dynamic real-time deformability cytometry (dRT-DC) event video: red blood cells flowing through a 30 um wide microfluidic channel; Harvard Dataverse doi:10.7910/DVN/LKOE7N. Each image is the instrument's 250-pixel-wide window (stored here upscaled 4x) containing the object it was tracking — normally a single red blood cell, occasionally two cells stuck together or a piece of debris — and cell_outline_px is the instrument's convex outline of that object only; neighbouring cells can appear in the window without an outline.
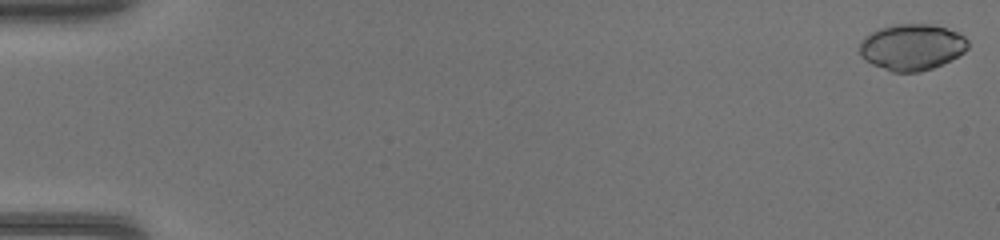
{"species": "common noctule bat (a hibernating species)", "species_latin": "Nyctalus noctula", "temperature_condition": "warm", "stored_images_in_passage": 47, "camera_frame_rate_fps": 3000, "um_per_image_px": 0.085, "animal": {"sex": "female", "body_mass_g": 17.0, "forearm_length_mm": 48.0}, "frame": {"image": 1, "passage_image": 1, "time_ms": 0.0, "image_size_px": [1000, 240], "cell_outline_px": [[968, 48], [964, 52], [932, 68], [920, 72], [892, 72], [872, 64], [864, 60], [860, 56], [860, 40], [864, 36], [880, 28], [896, 24], [932, 24], [956, 32], [964, 36], [968, 40]], "centroid_in_image_um": [77.47, 4.0], "position_along_channel_um": 7.5, "area_um2": 29.07}}
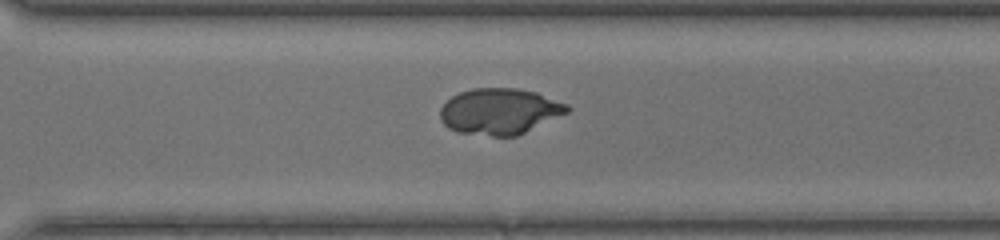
{"frame": {"image": 2, "passage_image": 34, "time_ms": 11.0, "image_size_px": [1000, 240], "cell_outline_px": [[572, 108], [568, 112], [516, 136], [492, 136], [456, 132], [448, 128], [440, 120], [440, 108], [452, 96], [460, 92], [472, 88], [516, 88], [536, 92], [568, 104]], "centroid_in_image_um": [42.45, 9.46], "position_along_channel_um": 328.1, "area_um2": 34.1}}
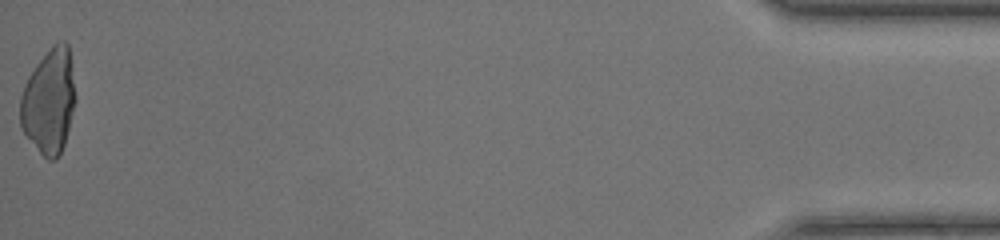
{"frame": {"image": 3, "passage_image": 47, "time_ms": 15.333, "image_size_px": [1000, 240], "cell_outline_px": [[76, 100], [64, 144], [60, 156], [56, 160], [48, 160], [40, 152], [24, 132], [20, 124], [20, 96], [24, 84], [28, 76], [36, 64], [52, 44], [60, 40], [64, 40], [68, 44], [76, 96]], "centroid_in_image_um": [4.17, 8.59], "position_along_channel_um": 431.0, "area_um2": 33.81}}